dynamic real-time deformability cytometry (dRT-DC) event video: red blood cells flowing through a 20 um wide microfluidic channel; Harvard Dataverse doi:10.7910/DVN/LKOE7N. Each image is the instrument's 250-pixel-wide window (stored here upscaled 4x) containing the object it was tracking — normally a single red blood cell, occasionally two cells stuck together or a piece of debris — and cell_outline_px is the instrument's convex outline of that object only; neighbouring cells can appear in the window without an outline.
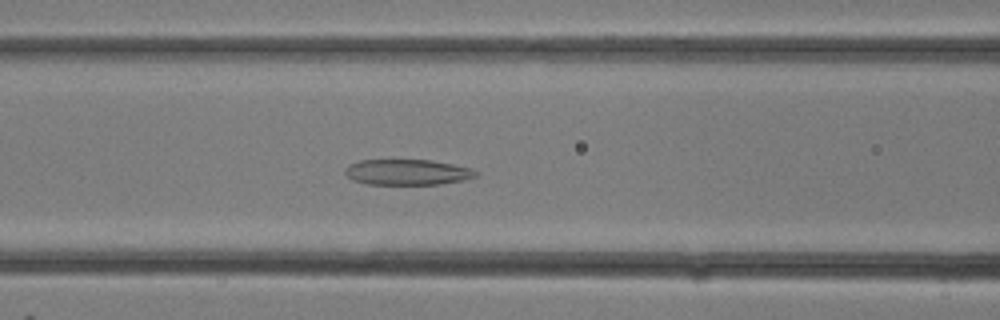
{"species": "common noctule bat (a hibernating species)", "species_latin": "Nyctalus noctula", "temperature_condition": "room temperature", "stored_images_in_passage": 16, "camera_frame_rate_fps": 3000, "um_per_image_px": 0.085, "animal": {"sex": "female"}, "frame": {"image": 1, "passage_image": 12, "time_ms": 3.667, "image_size_px": [1000, 320], "cell_outline_px": [[476, 176], [464, 180], [440, 184], [368, 184], [352, 180], [344, 172], [344, 168], [348, 164], [360, 160], [432, 160], [472, 168], [476, 172]], "centroid_in_image_um": [34.59, 14.63], "position_along_channel_um": 132.0, "area_um2": 19.54}}
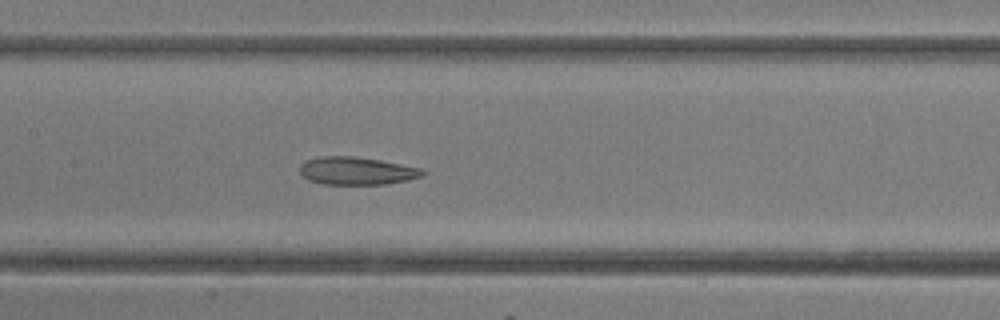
{"frame": {"image": 2, "passage_image": 14, "time_ms": 4.333, "image_size_px": [1000, 320], "cell_outline_px": [[428, 172], [424, 176], [408, 180], [384, 184], [324, 184], [308, 180], [300, 172], [300, 164], [304, 160], [320, 156], [356, 156], [380, 160], [424, 168]], "centroid_in_image_um": [30.36, 14.51], "position_along_channel_um": 177.0, "area_um2": 20.17}}
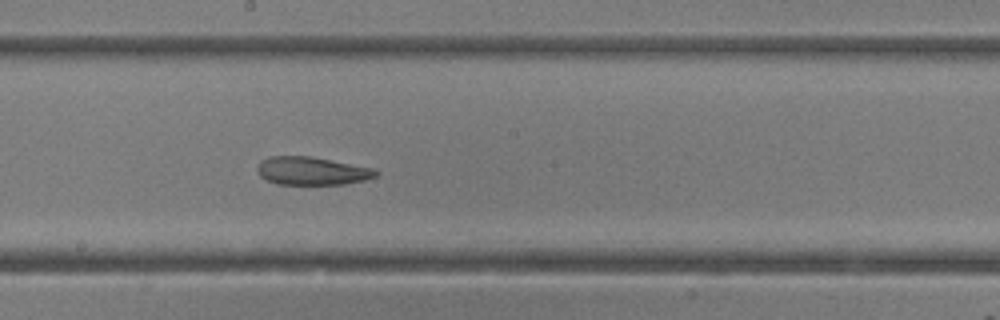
{"frame": {"image": 3, "passage_image": 16, "time_ms": 5.0, "image_size_px": [1000, 320], "cell_outline_px": [[380, 172], [376, 176], [364, 180], [344, 184], [276, 184], [260, 176], [256, 172], [256, 168], [260, 160], [268, 156], [312, 156], [376, 168]], "centroid_in_image_um": [26.51, 14.51], "position_along_channel_um": 221.7, "area_um2": 19.71}}